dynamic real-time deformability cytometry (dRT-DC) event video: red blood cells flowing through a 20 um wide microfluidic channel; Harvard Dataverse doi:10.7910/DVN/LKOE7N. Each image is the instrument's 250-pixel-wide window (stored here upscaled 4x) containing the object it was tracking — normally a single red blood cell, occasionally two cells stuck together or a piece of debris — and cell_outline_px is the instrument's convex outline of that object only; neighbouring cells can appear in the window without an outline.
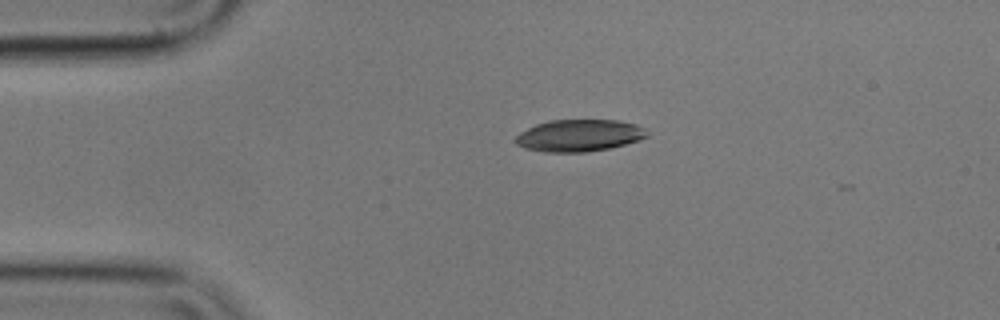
{"species": "common noctule bat (a hibernating species)", "species_latin": "Nyctalus noctula", "temperature_condition": "cold", "stored_images_in_passage": 42, "camera_frame_rate_fps": 3000, "um_per_image_px": 0.085, "animal": {"sex": "male", "body_mass_g": 17.9}, "frame": {"image": 1, "passage_image": 1, "time_ms": 0.0, "image_size_px": [1000, 320], "cell_outline_px": [[648, 136], [640, 140], [608, 148], [588, 152], [544, 152], [524, 148], [516, 144], [512, 140], [520, 132], [536, 124], [548, 120], [616, 120], [636, 124], [644, 128], [648, 132]], "centroid_in_image_um": [49.2, 11.52], "position_along_channel_um": 35.8, "area_um2": 24.62}}
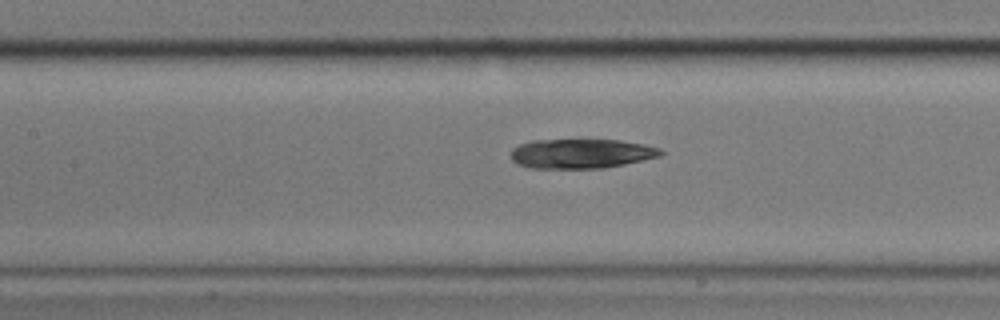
{"frame": {"image": 2, "passage_image": 14, "time_ms": 4.333, "image_size_px": [1000, 320], "cell_outline_px": [[664, 152], [660, 156], [624, 164], [604, 168], [528, 168], [516, 164], [512, 160], [512, 148], [520, 144], [532, 140], [620, 140], [644, 144], [660, 148]], "centroid_in_image_um": [49.39, 13.06], "position_along_channel_um": 158.0, "area_um2": 25.78}}
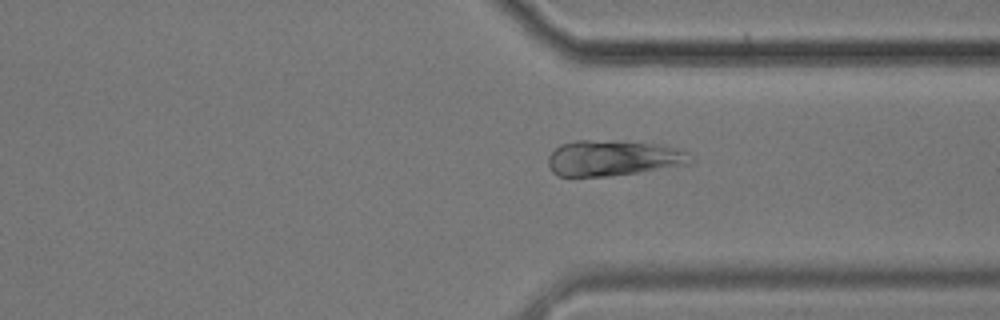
{"frame": {"image": 3, "passage_image": 31, "time_ms": 10.0, "image_size_px": [1000, 320], "cell_outline_px": [[692, 164], [608, 176], [560, 176], [552, 172], [548, 164], [548, 156], [560, 144], [576, 140], [616, 140], [664, 144], [680, 148], [688, 152], [692, 160]], "centroid_in_image_um": [52.16, 13.41], "position_along_channel_um": 359.2, "area_um2": 29.94}, "authors_computed_cell_mechanics": {"area_um2": 27.166, "velocity_mm_per_s": 3.5584, "shape_relaxation_time_tau1_ms": 10.965, "shape_relaxation_time_tau2_ms": 11.1032, "deformation_change_tau1": 0.188, "deformation_change_tau2": 0.1861}}